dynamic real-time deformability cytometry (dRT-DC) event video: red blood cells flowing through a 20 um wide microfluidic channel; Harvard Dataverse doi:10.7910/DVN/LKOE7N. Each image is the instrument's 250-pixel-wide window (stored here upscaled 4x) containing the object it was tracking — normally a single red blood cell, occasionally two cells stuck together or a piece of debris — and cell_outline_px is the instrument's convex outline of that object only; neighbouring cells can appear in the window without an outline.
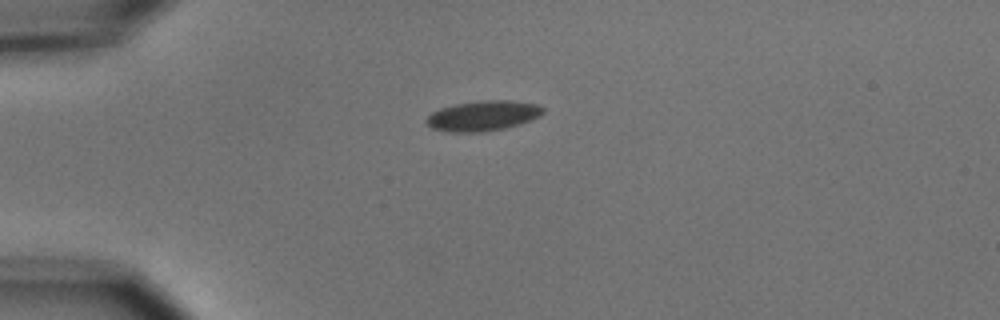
{"species": "common noctule bat (a hibernating species)", "species_latin": "Nyctalus noctula", "temperature_condition": "cold", "stored_images_in_passage": 7, "camera_frame_rate_fps": 3000, "um_per_image_px": 0.085, "animal": {"sex": "male", "body_mass_g": 15.6}, "frame": {"image": 1, "passage_image": 1, "time_ms": 0.0, "image_size_px": [1000, 320], "cell_outline_px": [[544, 112], [540, 116], [520, 124], [504, 128], [484, 132], [452, 132], [432, 128], [424, 120], [432, 112], [440, 108], [456, 104], [480, 100], [512, 100], [540, 104], [544, 108]], "centroid_in_image_um": [41.09, 9.83], "position_along_channel_um": 43.9, "area_um2": 20.63}}
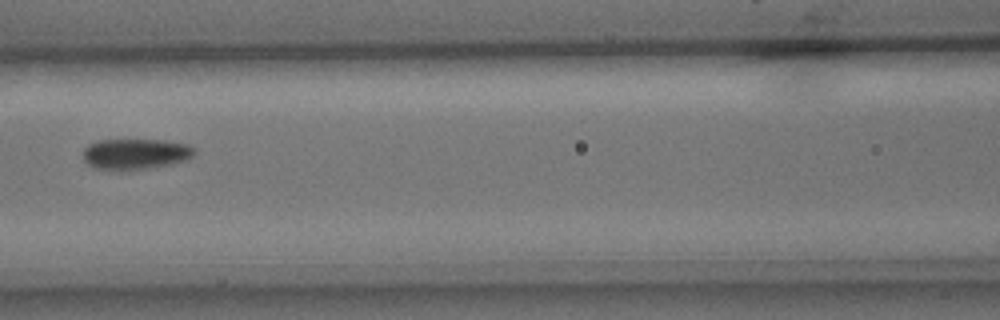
{"frame": {"image": 2, "passage_image": 4, "time_ms": 3.667, "image_size_px": [1000, 320], "cell_outline_px": [[196, 152], [188, 160], [168, 164], [144, 168], [96, 168], [88, 164], [84, 160], [84, 148], [88, 144], [100, 140], [164, 140], [188, 144], [196, 148]], "centroid_in_image_um": [11.57, 13.04], "position_along_channel_um": 155.0, "area_um2": 19.42}}
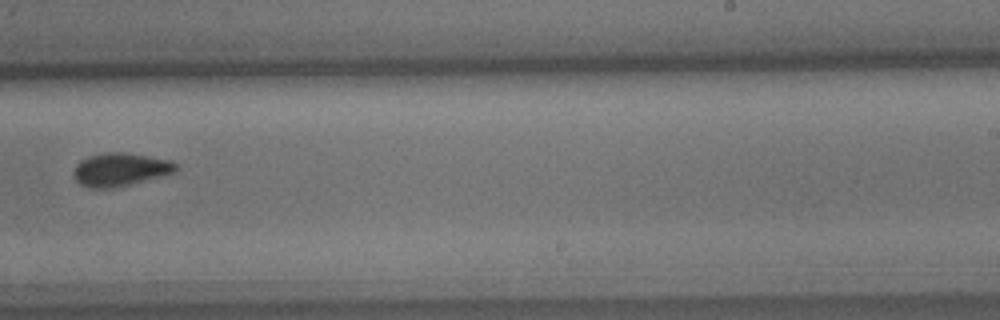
{"frame": {"image": 3, "passage_image": 7, "time_ms": 7.0, "image_size_px": [1000, 320], "cell_outline_px": [[180, 168], [176, 172], [128, 184], [108, 188], [92, 188], [80, 184], [76, 180], [72, 172], [76, 164], [80, 160], [88, 156], [104, 152], [124, 152], [148, 156], [168, 160], [176, 164]], "centroid_in_image_um": [10.19, 14.39], "position_along_channel_um": 278.8, "area_um2": 19.59}}